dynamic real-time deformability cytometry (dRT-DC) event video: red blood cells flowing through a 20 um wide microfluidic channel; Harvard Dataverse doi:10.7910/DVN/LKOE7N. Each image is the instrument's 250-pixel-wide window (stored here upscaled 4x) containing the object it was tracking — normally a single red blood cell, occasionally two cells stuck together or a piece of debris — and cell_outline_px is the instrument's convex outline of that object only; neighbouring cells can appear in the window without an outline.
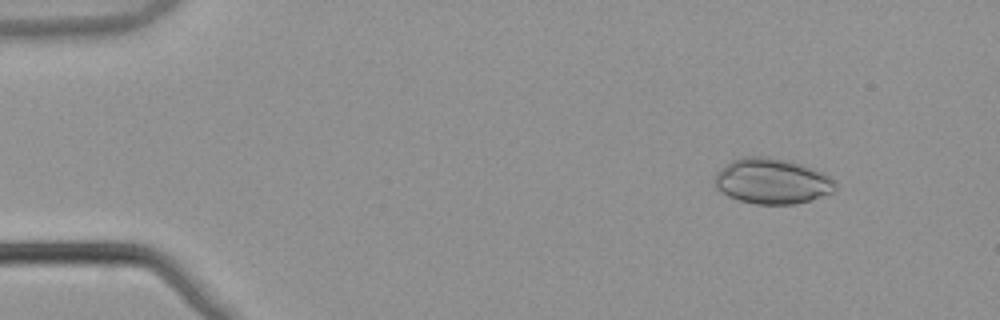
{"species": "common noctule bat (a hibernating species)", "species_latin": "Nyctalus noctula", "temperature_condition": "warm", "stored_images_in_passage": 7, "camera_frame_rate_fps": 3000, "um_per_image_px": 0.085, "animal": {"sex": "male", "body_mass_g": 21.5, "forearm_length_mm": 52.0}, "frame": {"image": 1, "passage_image": 2, "time_ms": 0.333, "image_size_px": [1000, 320], "cell_outline_px": [[836, 188], [832, 192], [808, 200], [792, 204], [756, 204], [740, 200], [728, 196], [720, 192], [716, 188], [716, 172], [720, 168], [732, 160], [744, 156], [768, 156], [800, 164], [824, 172], [836, 184]], "centroid_in_image_um": [65.59, 15.39], "position_along_channel_um": 19.4, "area_um2": 31.67}}
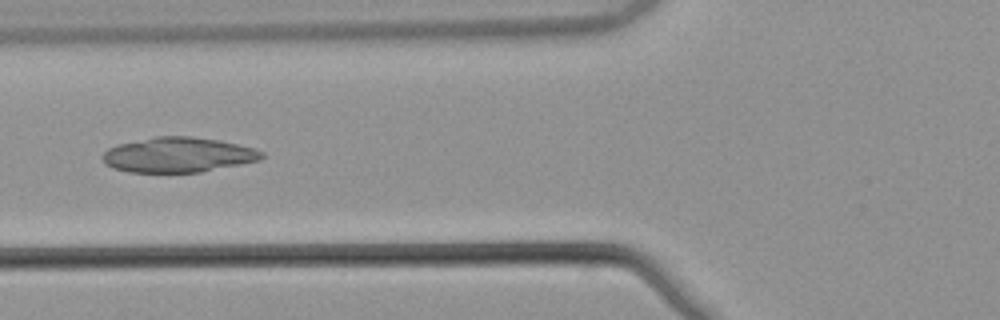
{"frame": {"image": 2, "passage_image": 6, "time_ms": 1.667, "image_size_px": [1000, 320], "cell_outline_px": [[264, 156], [260, 160], [200, 172], [128, 172], [112, 168], [104, 164], [104, 152], [108, 148], [116, 144], [156, 136], [192, 136], [220, 140], [252, 148], [264, 152]], "centroid_in_image_um": [15.11, 13.16], "position_along_channel_um": 110.7, "area_um2": 32.43}}
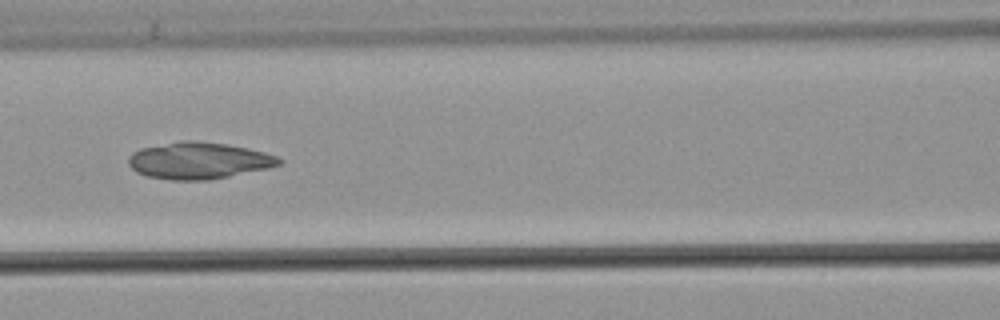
{"frame": {"image": 3, "passage_image": 7, "time_ms": 2.0, "image_size_px": [1000, 320], "cell_outline_px": [[284, 160], [280, 164], [268, 168], [208, 180], [172, 180], [148, 176], [136, 172], [128, 164], [128, 156], [132, 152], [140, 148], [180, 140], [196, 140], [228, 144], [248, 148], [264, 152], [276, 156]], "centroid_in_image_um": [16.87, 13.64], "position_along_channel_um": 149.7, "area_um2": 32.31}}